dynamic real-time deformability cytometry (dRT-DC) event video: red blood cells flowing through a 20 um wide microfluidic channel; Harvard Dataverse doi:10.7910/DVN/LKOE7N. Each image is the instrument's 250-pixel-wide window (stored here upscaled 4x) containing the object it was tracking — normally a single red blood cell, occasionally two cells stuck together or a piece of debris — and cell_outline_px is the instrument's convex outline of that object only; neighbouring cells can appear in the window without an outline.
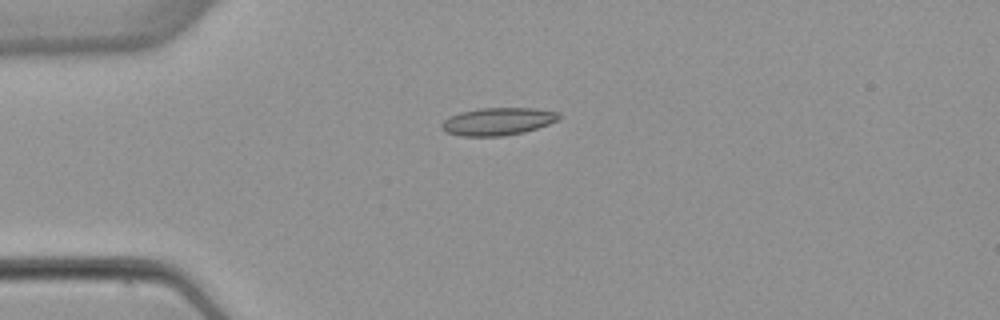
{"species": "common noctule bat (a hibernating species)", "species_latin": "Nyctalus noctula", "temperature_condition": "warm", "stored_images_in_passage": 4, "camera_frame_rate_fps": 3000, "um_per_image_px": 0.085, "animal": {"sex": "female", "body_mass_g": 22.7, "forearm_length_mm": 54.2}, "frame": {"image": 1, "passage_image": 3, "time_ms": 3.333, "image_size_px": [1000, 320], "cell_outline_px": [[560, 120], [524, 132], [504, 136], [460, 136], [448, 132], [440, 128], [440, 124], [444, 120], [460, 112], [480, 108], [536, 108], [560, 112]], "centroid_in_image_um": [42.34, 10.32], "position_along_channel_um": 42.7, "area_um2": 18.9}}